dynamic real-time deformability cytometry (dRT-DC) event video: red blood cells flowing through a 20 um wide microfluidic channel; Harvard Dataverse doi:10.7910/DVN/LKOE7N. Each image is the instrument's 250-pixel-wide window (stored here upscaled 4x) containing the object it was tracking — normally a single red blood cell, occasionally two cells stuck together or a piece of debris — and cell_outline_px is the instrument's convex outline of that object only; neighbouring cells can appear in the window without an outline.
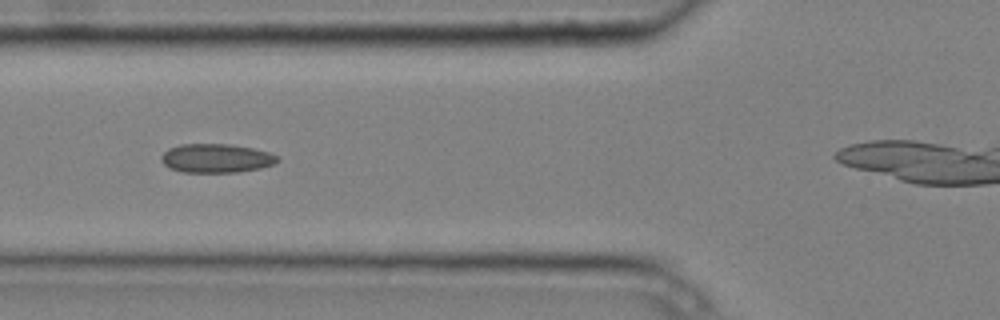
{"species": "common noctule bat (a hibernating species)", "species_latin": "Nyctalus noctula", "temperature_condition": "cold", "stored_images_in_passage": 10, "camera_frame_rate_fps": 3000, "um_per_image_px": 0.085, "animal": {"sex": "male", "body_mass_g": 20.4}, "frame": {"image": 1, "passage_image": 6, "time_ms": 1.667, "image_size_px": [1000, 320], "cell_outline_px": [[280, 160], [272, 164], [260, 168], [236, 172], [184, 172], [168, 168], [160, 160], [160, 156], [168, 148], [180, 144], [228, 144], [252, 148], [268, 152], [280, 156]], "centroid_in_image_um": [18.35, 13.45], "position_along_channel_um": 107.4, "area_um2": 19.59}}
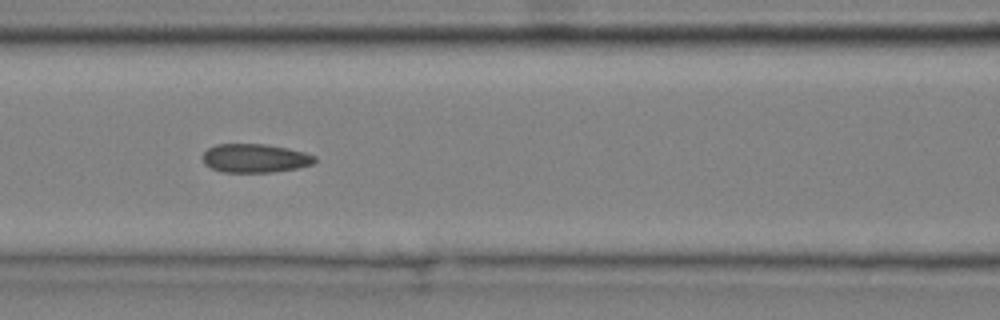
{"frame": {"image": 2, "passage_image": 7, "time_ms": 2.0, "image_size_px": [1000, 320], "cell_outline_px": [[316, 160], [312, 164], [296, 168], [272, 172], [220, 172], [204, 164], [204, 152], [208, 148], [216, 144], [268, 144], [288, 148], [304, 152], [316, 156]], "centroid_in_image_um": [21.68, 13.44], "position_along_channel_um": 144.9, "area_um2": 18.73}}
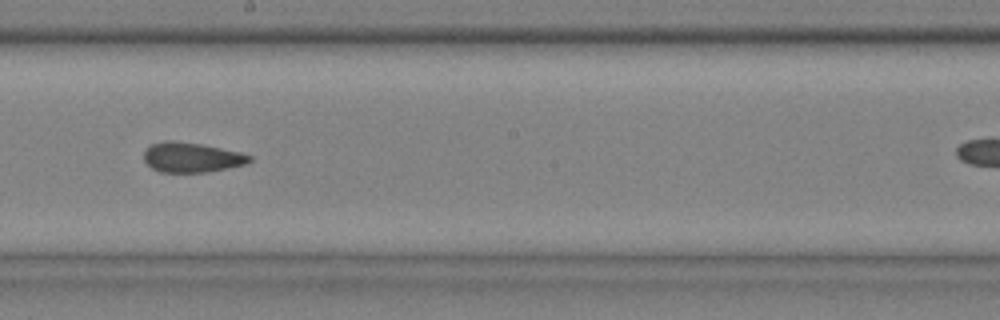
{"frame": {"image": 3, "passage_image": 9, "time_ms": 2.667, "image_size_px": [1000, 320], "cell_outline_px": [[252, 160], [248, 164], [208, 172], [160, 172], [152, 168], [144, 160], [144, 148], [152, 144], [164, 140], [176, 140], [200, 144], [240, 152], [252, 156]], "centroid_in_image_um": [16.28, 13.37], "position_along_channel_um": 231.9, "area_um2": 18.55}}